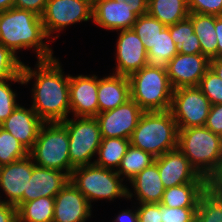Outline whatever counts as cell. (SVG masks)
<instances>
[{
  "label": "cell",
  "instance_id": "cell-14",
  "mask_svg": "<svg viewBox=\"0 0 222 222\" xmlns=\"http://www.w3.org/2000/svg\"><path fill=\"white\" fill-rule=\"evenodd\" d=\"M210 68V59L201 54H176L168 63L167 74L173 89L198 86Z\"/></svg>",
  "mask_w": 222,
  "mask_h": 222
},
{
  "label": "cell",
  "instance_id": "cell-1",
  "mask_svg": "<svg viewBox=\"0 0 222 222\" xmlns=\"http://www.w3.org/2000/svg\"><path fill=\"white\" fill-rule=\"evenodd\" d=\"M58 58L39 60L35 68L23 62L24 84L34 78L31 108L44 122H62L70 114L69 74L65 75Z\"/></svg>",
  "mask_w": 222,
  "mask_h": 222
},
{
  "label": "cell",
  "instance_id": "cell-7",
  "mask_svg": "<svg viewBox=\"0 0 222 222\" xmlns=\"http://www.w3.org/2000/svg\"><path fill=\"white\" fill-rule=\"evenodd\" d=\"M70 181L91 202L97 200L114 201L127 198V187L116 170L99 167L95 164L76 167Z\"/></svg>",
  "mask_w": 222,
  "mask_h": 222
},
{
  "label": "cell",
  "instance_id": "cell-26",
  "mask_svg": "<svg viewBox=\"0 0 222 222\" xmlns=\"http://www.w3.org/2000/svg\"><path fill=\"white\" fill-rule=\"evenodd\" d=\"M129 146L130 139L102 138L94 164L117 171Z\"/></svg>",
  "mask_w": 222,
  "mask_h": 222
},
{
  "label": "cell",
  "instance_id": "cell-38",
  "mask_svg": "<svg viewBox=\"0 0 222 222\" xmlns=\"http://www.w3.org/2000/svg\"><path fill=\"white\" fill-rule=\"evenodd\" d=\"M190 13L222 16V0H188Z\"/></svg>",
  "mask_w": 222,
  "mask_h": 222
},
{
  "label": "cell",
  "instance_id": "cell-18",
  "mask_svg": "<svg viewBox=\"0 0 222 222\" xmlns=\"http://www.w3.org/2000/svg\"><path fill=\"white\" fill-rule=\"evenodd\" d=\"M136 19L133 8L124 0H98L92 8V22L107 30L132 29Z\"/></svg>",
  "mask_w": 222,
  "mask_h": 222
},
{
  "label": "cell",
  "instance_id": "cell-34",
  "mask_svg": "<svg viewBox=\"0 0 222 222\" xmlns=\"http://www.w3.org/2000/svg\"><path fill=\"white\" fill-rule=\"evenodd\" d=\"M11 82L24 84L22 76L0 80V124L3 123L19 105L16 101L17 93L11 89Z\"/></svg>",
  "mask_w": 222,
  "mask_h": 222
},
{
  "label": "cell",
  "instance_id": "cell-2",
  "mask_svg": "<svg viewBox=\"0 0 222 222\" xmlns=\"http://www.w3.org/2000/svg\"><path fill=\"white\" fill-rule=\"evenodd\" d=\"M45 33L41 17L35 13L16 7L0 12V44L18 57V50L32 49L37 61L55 58Z\"/></svg>",
  "mask_w": 222,
  "mask_h": 222
},
{
  "label": "cell",
  "instance_id": "cell-19",
  "mask_svg": "<svg viewBox=\"0 0 222 222\" xmlns=\"http://www.w3.org/2000/svg\"><path fill=\"white\" fill-rule=\"evenodd\" d=\"M44 121L30 108L18 105L0 127L12 134L28 151L38 137Z\"/></svg>",
  "mask_w": 222,
  "mask_h": 222
},
{
  "label": "cell",
  "instance_id": "cell-36",
  "mask_svg": "<svg viewBox=\"0 0 222 222\" xmlns=\"http://www.w3.org/2000/svg\"><path fill=\"white\" fill-rule=\"evenodd\" d=\"M23 62L3 44H0V80L22 76Z\"/></svg>",
  "mask_w": 222,
  "mask_h": 222
},
{
  "label": "cell",
  "instance_id": "cell-39",
  "mask_svg": "<svg viewBox=\"0 0 222 222\" xmlns=\"http://www.w3.org/2000/svg\"><path fill=\"white\" fill-rule=\"evenodd\" d=\"M138 222H162L160 203H139Z\"/></svg>",
  "mask_w": 222,
  "mask_h": 222
},
{
  "label": "cell",
  "instance_id": "cell-23",
  "mask_svg": "<svg viewBox=\"0 0 222 222\" xmlns=\"http://www.w3.org/2000/svg\"><path fill=\"white\" fill-rule=\"evenodd\" d=\"M208 189V182H191L165 189L161 205L171 208L197 207L201 195Z\"/></svg>",
  "mask_w": 222,
  "mask_h": 222
},
{
  "label": "cell",
  "instance_id": "cell-41",
  "mask_svg": "<svg viewBox=\"0 0 222 222\" xmlns=\"http://www.w3.org/2000/svg\"><path fill=\"white\" fill-rule=\"evenodd\" d=\"M48 0H15L14 7L24 9L42 16Z\"/></svg>",
  "mask_w": 222,
  "mask_h": 222
},
{
  "label": "cell",
  "instance_id": "cell-40",
  "mask_svg": "<svg viewBox=\"0 0 222 222\" xmlns=\"http://www.w3.org/2000/svg\"><path fill=\"white\" fill-rule=\"evenodd\" d=\"M204 126L215 134L222 133V104L211 105Z\"/></svg>",
  "mask_w": 222,
  "mask_h": 222
},
{
  "label": "cell",
  "instance_id": "cell-43",
  "mask_svg": "<svg viewBox=\"0 0 222 222\" xmlns=\"http://www.w3.org/2000/svg\"><path fill=\"white\" fill-rule=\"evenodd\" d=\"M208 189L222 199V164L220 168L208 179Z\"/></svg>",
  "mask_w": 222,
  "mask_h": 222
},
{
  "label": "cell",
  "instance_id": "cell-20",
  "mask_svg": "<svg viewBox=\"0 0 222 222\" xmlns=\"http://www.w3.org/2000/svg\"><path fill=\"white\" fill-rule=\"evenodd\" d=\"M70 181V176L61 171L36 166L27 185V193H23V203L40 197H55L58 192Z\"/></svg>",
  "mask_w": 222,
  "mask_h": 222
},
{
  "label": "cell",
  "instance_id": "cell-44",
  "mask_svg": "<svg viewBox=\"0 0 222 222\" xmlns=\"http://www.w3.org/2000/svg\"><path fill=\"white\" fill-rule=\"evenodd\" d=\"M118 2L123 0H116ZM133 8V13L138 17L148 12V0H124Z\"/></svg>",
  "mask_w": 222,
  "mask_h": 222
},
{
  "label": "cell",
  "instance_id": "cell-29",
  "mask_svg": "<svg viewBox=\"0 0 222 222\" xmlns=\"http://www.w3.org/2000/svg\"><path fill=\"white\" fill-rule=\"evenodd\" d=\"M54 197H40L17 209L18 222H53Z\"/></svg>",
  "mask_w": 222,
  "mask_h": 222
},
{
  "label": "cell",
  "instance_id": "cell-4",
  "mask_svg": "<svg viewBox=\"0 0 222 222\" xmlns=\"http://www.w3.org/2000/svg\"><path fill=\"white\" fill-rule=\"evenodd\" d=\"M196 171L207 180L222 164L220 135L205 126L179 129L178 147Z\"/></svg>",
  "mask_w": 222,
  "mask_h": 222
},
{
  "label": "cell",
  "instance_id": "cell-9",
  "mask_svg": "<svg viewBox=\"0 0 222 222\" xmlns=\"http://www.w3.org/2000/svg\"><path fill=\"white\" fill-rule=\"evenodd\" d=\"M211 103L198 86L174 89L170 111L178 130L204 126Z\"/></svg>",
  "mask_w": 222,
  "mask_h": 222
},
{
  "label": "cell",
  "instance_id": "cell-24",
  "mask_svg": "<svg viewBox=\"0 0 222 222\" xmlns=\"http://www.w3.org/2000/svg\"><path fill=\"white\" fill-rule=\"evenodd\" d=\"M194 33L201 46V54L209 59L217 58V35L215 30V15L189 13Z\"/></svg>",
  "mask_w": 222,
  "mask_h": 222
},
{
  "label": "cell",
  "instance_id": "cell-15",
  "mask_svg": "<svg viewBox=\"0 0 222 222\" xmlns=\"http://www.w3.org/2000/svg\"><path fill=\"white\" fill-rule=\"evenodd\" d=\"M98 75H69L70 113L73 117H95L99 113Z\"/></svg>",
  "mask_w": 222,
  "mask_h": 222
},
{
  "label": "cell",
  "instance_id": "cell-47",
  "mask_svg": "<svg viewBox=\"0 0 222 222\" xmlns=\"http://www.w3.org/2000/svg\"><path fill=\"white\" fill-rule=\"evenodd\" d=\"M210 68L221 78L222 80V58L210 59Z\"/></svg>",
  "mask_w": 222,
  "mask_h": 222
},
{
  "label": "cell",
  "instance_id": "cell-42",
  "mask_svg": "<svg viewBox=\"0 0 222 222\" xmlns=\"http://www.w3.org/2000/svg\"><path fill=\"white\" fill-rule=\"evenodd\" d=\"M0 222H18L16 206L0 202Z\"/></svg>",
  "mask_w": 222,
  "mask_h": 222
},
{
  "label": "cell",
  "instance_id": "cell-16",
  "mask_svg": "<svg viewBox=\"0 0 222 222\" xmlns=\"http://www.w3.org/2000/svg\"><path fill=\"white\" fill-rule=\"evenodd\" d=\"M118 34L113 74L129 76L146 66L147 51L133 29L120 30Z\"/></svg>",
  "mask_w": 222,
  "mask_h": 222
},
{
  "label": "cell",
  "instance_id": "cell-46",
  "mask_svg": "<svg viewBox=\"0 0 222 222\" xmlns=\"http://www.w3.org/2000/svg\"><path fill=\"white\" fill-rule=\"evenodd\" d=\"M215 30L217 35V58H222V16L215 15Z\"/></svg>",
  "mask_w": 222,
  "mask_h": 222
},
{
  "label": "cell",
  "instance_id": "cell-3",
  "mask_svg": "<svg viewBox=\"0 0 222 222\" xmlns=\"http://www.w3.org/2000/svg\"><path fill=\"white\" fill-rule=\"evenodd\" d=\"M178 131L170 110L143 112L130 144L156 158L178 147Z\"/></svg>",
  "mask_w": 222,
  "mask_h": 222
},
{
  "label": "cell",
  "instance_id": "cell-6",
  "mask_svg": "<svg viewBox=\"0 0 222 222\" xmlns=\"http://www.w3.org/2000/svg\"><path fill=\"white\" fill-rule=\"evenodd\" d=\"M29 155L34 164L42 168L65 172L69 176L74 169L69 158V134L62 122H44Z\"/></svg>",
  "mask_w": 222,
  "mask_h": 222
},
{
  "label": "cell",
  "instance_id": "cell-45",
  "mask_svg": "<svg viewBox=\"0 0 222 222\" xmlns=\"http://www.w3.org/2000/svg\"><path fill=\"white\" fill-rule=\"evenodd\" d=\"M137 207L135 210H122L112 222H138Z\"/></svg>",
  "mask_w": 222,
  "mask_h": 222
},
{
  "label": "cell",
  "instance_id": "cell-5",
  "mask_svg": "<svg viewBox=\"0 0 222 222\" xmlns=\"http://www.w3.org/2000/svg\"><path fill=\"white\" fill-rule=\"evenodd\" d=\"M128 79L130 98L144 112L170 110L174 89L166 69L145 66Z\"/></svg>",
  "mask_w": 222,
  "mask_h": 222
},
{
  "label": "cell",
  "instance_id": "cell-37",
  "mask_svg": "<svg viewBox=\"0 0 222 222\" xmlns=\"http://www.w3.org/2000/svg\"><path fill=\"white\" fill-rule=\"evenodd\" d=\"M162 222H196L197 207L171 208L160 204Z\"/></svg>",
  "mask_w": 222,
  "mask_h": 222
},
{
  "label": "cell",
  "instance_id": "cell-48",
  "mask_svg": "<svg viewBox=\"0 0 222 222\" xmlns=\"http://www.w3.org/2000/svg\"><path fill=\"white\" fill-rule=\"evenodd\" d=\"M15 0H0V12L14 7Z\"/></svg>",
  "mask_w": 222,
  "mask_h": 222
},
{
  "label": "cell",
  "instance_id": "cell-35",
  "mask_svg": "<svg viewBox=\"0 0 222 222\" xmlns=\"http://www.w3.org/2000/svg\"><path fill=\"white\" fill-rule=\"evenodd\" d=\"M198 87L211 105L222 104V80L211 68L201 78Z\"/></svg>",
  "mask_w": 222,
  "mask_h": 222
},
{
  "label": "cell",
  "instance_id": "cell-30",
  "mask_svg": "<svg viewBox=\"0 0 222 222\" xmlns=\"http://www.w3.org/2000/svg\"><path fill=\"white\" fill-rule=\"evenodd\" d=\"M154 162L155 157L153 155L130 144L122 158L117 173L121 176L123 181L126 179V181L128 180L130 182L144 168L150 166Z\"/></svg>",
  "mask_w": 222,
  "mask_h": 222
},
{
  "label": "cell",
  "instance_id": "cell-25",
  "mask_svg": "<svg viewBox=\"0 0 222 222\" xmlns=\"http://www.w3.org/2000/svg\"><path fill=\"white\" fill-rule=\"evenodd\" d=\"M149 15L166 27L189 17L188 0H148Z\"/></svg>",
  "mask_w": 222,
  "mask_h": 222
},
{
  "label": "cell",
  "instance_id": "cell-49",
  "mask_svg": "<svg viewBox=\"0 0 222 222\" xmlns=\"http://www.w3.org/2000/svg\"><path fill=\"white\" fill-rule=\"evenodd\" d=\"M83 1L87 2L89 5L93 7L98 0H83Z\"/></svg>",
  "mask_w": 222,
  "mask_h": 222
},
{
  "label": "cell",
  "instance_id": "cell-31",
  "mask_svg": "<svg viewBox=\"0 0 222 222\" xmlns=\"http://www.w3.org/2000/svg\"><path fill=\"white\" fill-rule=\"evenodd\" d=\"M196 222H222V199L209 189L199 199Z\"/></svg>",
  "mask_w": 222,
  "mask_h": 222
},
{
  "label": "cell",
  "instance_id": "cell-33",
  "mask_svg": "<svg viewBox=\"0 0 222 222\" xmlns=\"http://www.w3.org/2000/svg\"><path fill=\"white\" fill-rule=\"evenodd\" d=\"M29 151L8 131L0 127V166L25 158Z\"/></svg>",
  "mask_w": 222,
  "mask_h": 222
},
{
  "label": "cell",
  "instance_id": "cell-28",
  "mask_svg": "<svg viewBox=\"0 0 222 222\" xmlns=\"http://www.w3.org/2000/svg\"><path fill=\"white\" fill-rule=\"evenodd\" d=\"M167 27L169 28L170 36L175 43L177 53H201L200 42L194 33V27L189 18Z\"/></svg>",
  "mask_w": 222,
  "mask_h": 222
},
{
  "label": "cell",
  "instance_id": "cell-22",
  "mask_svg": "<svg viewBox=\"0 0 222 222\" xmlns=\"http://www.w3.org/2000/svg\"><path fill=\"white\" fill-rule=\"evenodd\" d=\"M99 113L114 109L130 99L128 76L113 74L98 78Z\"/></svg>",
  "mask_w": 222,
  "mask_h": 222
},
{
  "label": "cell",
  "instance_id": "cell-27",
  "mask_svg": "<svg viewBox=\"0 0 222 222\" xmlns=\"http://www.w3.org/2000/svg\"><path fill=\"white\" fill-rule=\"evenodd\" d=\"M147 52L146 66L167 69L169 61L178 54L169 28L165 27Z\"/></svg>",
  "mask_w": 222,
  "mask_h": 222
},
{
  "label": "cell",
  "instance_id": "cell-13",
  "mask_svg": "<svg viewBox=\"0 0 222 222\" xmlns=\"http://www.w3.org/2000/svg\"><path fill=\"white\" fill-rule=\"evenodd\" d=\"M155 161L165 189L191 182H208L178 148L156 157Z\"/></svg>",
  "mask_w": 222,
  "mask_h": 222
},
{
  "label": "cell",
  "instance_id": "cell-21",
  "mask_svg": "<svg viewBox=\"0 0 222 222\" xmlns=\"http://www.w3.org/2000/svg\"><path fill=\"white\" fill-rule=\"evenodd\" d=\"M129 183L135 194L127 187L128 200L136 196L139 203H161L165 188L156 161L144 168Z\"/></svg>",
  "mask_w": 222,
  "mask_h": 222
},
{
  "label": "cell",
  "instance_id": "cell-11",
  "mask_svg": "<svg viewBox=\"0 0 222 222\" xmlns=\"http://www.w3.org/2000/svg\"><path fill=\"white\" fill-rule=\"evenodd\" d=\"M143 112L130 98L114 109L98 113L95 118L99 123L101 138L130 139Z\"/></svg>",
  "mask_w": 222,
  "mask_h": 222
},
{
  "label": "cell",
  "instance_id": "cell-10",
  "mask_svg": "<svg viewBox=\"0 0 222 222\" xmlns=\"http://www.w3.org/2000/svg\"><path fill=\"white\" fill-rule=\"evenodd\" d=\"M92 6L83 0H48L41 16L49 38L69 25L92 19ZM51 36V37H50Z\"/></svg>",
  "mask_w": 222,
  "mask_h": 222
},
{
  "label": "cell",
  "instance_id": "cell-17",
  "mask_svg": "<svg viewBox=\"0 0 222 222\" xmlns=\"http://www.w3.org/2000/svg\"><path fill=\"white\" fill-rule=\"evenodd\" d=\"M92 204L69 181L54 197L53 222H86L92 213Z\"/></svg>",
  "mask_w": 222,
  "mask_h": 222
},
{
  "label": "cell",
  "instance_id": "cell-32",
  "mask_svg": "<svg viewBox=\"0 0 222 222\" xmlns=\"http://www.w3.org/2000/svg\"><path fill=\"white\" fill-rule=\"evenodd\" d=\"M166 26L148 13L138 16L132 29L141 39L148 52L152 48L155 39Z\"/></svg>",
  "mask_w": 222,
  "mask_h": 222
},
{
  "label": "cell",
  "instance_id": "cell-12",
  "mask_svg": "<svg viewBox=\"0 0 222 222\" xmlns=\"http://www.w3.org/2000/svg\"><path fill=\"white\" fill-rule=\"evenodd\" d=\"M32 170L33 159L30 155L0 166V188L6 195V199L0 202L14 205L18 209L23 204V193H27Z\"/></svg>",
  "mask_w": 222,
  "mask_h": 222
},
{
  "label": "cell",
  "instance_id": "cell-8",
  "mask_svg": "<svg viewBox=\"0 0 222 222\" xmlns=\"http://www.w3.org/2000/svg\"><path fill=\"white\" fill-rule=\"evenodd\" d=\"M69 134V158L76 167L94 164L93 156L101 144L100 127L95 117H75L62 121ZM92 161V162H91Z\"/></svg>",
  "mask_w": 222,
  "mask_h": 222
}]
</instances>
